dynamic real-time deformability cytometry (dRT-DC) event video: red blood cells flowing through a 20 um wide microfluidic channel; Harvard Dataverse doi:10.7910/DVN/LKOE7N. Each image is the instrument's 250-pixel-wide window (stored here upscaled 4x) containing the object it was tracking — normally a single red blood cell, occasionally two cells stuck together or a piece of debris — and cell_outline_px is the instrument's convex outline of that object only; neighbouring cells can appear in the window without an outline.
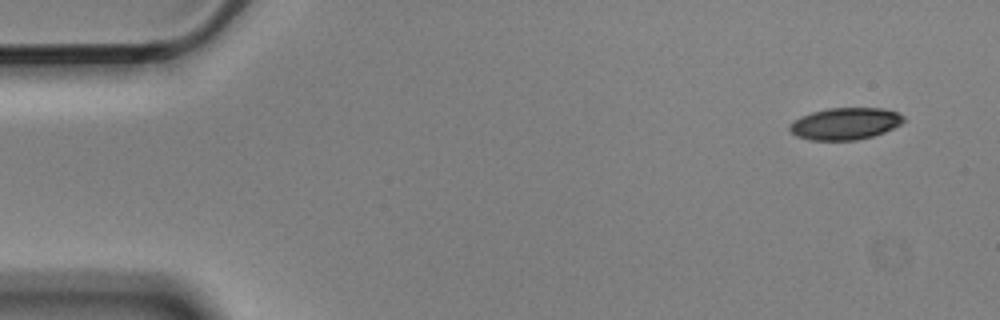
{"species": "Egyptian fruit bat (a non-hibernating species)", "species_latin": "Rousettus aegyptiacus", "temperature_condition": "cold", "stored_images_in_passage": 5, "camera_frame_rate_fps": 3000, "um_per_image_px": 0.085, "animal": {"sex": "male"}, "frame": {"image": 1, "passage_image": 1, "time_ms": 0.0, "image_size_px": [1000, 320], "cell_outline_px": [[904, 120], [900, 124], [884, 132], [872, 136], [856, 140], [808, 140], [796, 136], [788, 128], [796, 120], [812, 112], [828, 108], [884, 108], [896, 112], [904, 116]], "centroid_in_image_um": [71.86, 10.51], "position_along_channel_um": 13.1, "area_um2": 20.92}}
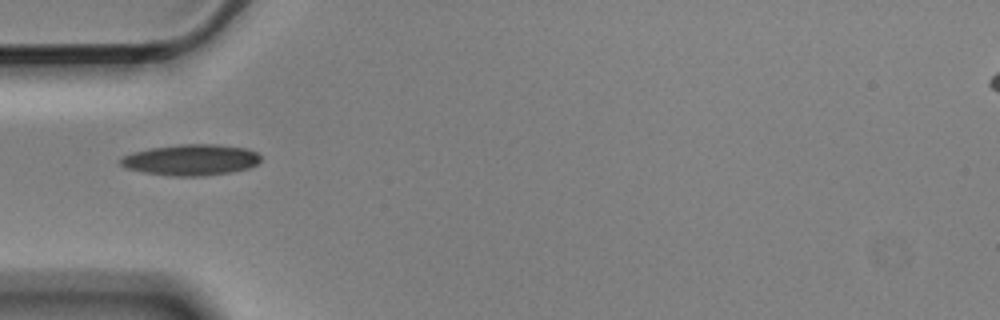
{"frame": {"image": 2, "passage_image": 5, "time_ms": 1.333, "image_size_px": [1000, 320], "cell_outline_px": [[260, 160], [256, 164], [248, 168], [232, 172], [204, 176], [172, 176], [144, 172], [124, 168], [120, 164], [120, 156], [132, 152], [148, 148], [180, 144], [216, 144], [248, 148], [256, 152], [260, 156]], "centroid_in_image_um": [16.2, 13.58], "position_along_channel_um": 68.8, "area_um2": 25.61}}